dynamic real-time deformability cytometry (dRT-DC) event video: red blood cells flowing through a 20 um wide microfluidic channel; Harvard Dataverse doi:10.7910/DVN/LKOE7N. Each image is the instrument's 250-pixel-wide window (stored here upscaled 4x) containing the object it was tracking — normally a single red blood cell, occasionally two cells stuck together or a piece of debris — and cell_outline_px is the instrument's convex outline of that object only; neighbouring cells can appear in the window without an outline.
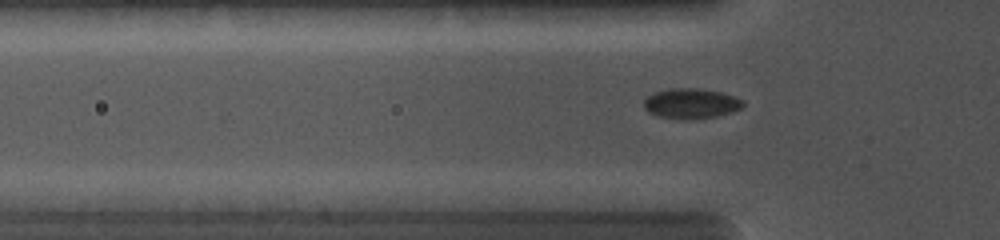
{"species": "common noctule bat (a hibernating species)", "species_latin": "Nyctalus noctula", "temperature_condition": "cold", "stored_images_in_passage": 60, "camera_frame_rate_fps": 5000, "um_per_image_px": 0.085, "animal": {"sex": "female", "body_mass_g": 19.0, "forearm_length_mm": 56.7}, "frame": {"image": 1, "passage_image": 19, "time_ms": 4.0, "image_size_px": [1000, 240], "cell_outline_px": [[744, 104], [740, 108], [732, 112], [716, 116], [688, 120], [680, 120], [660, 116], [648, 112], [644, 108], [644, 100], [648, 96], [656, 92], [668, 88], [696, 88], [720, 92], [744, 100]], "centroid_in_image_um": [58.72, 8.8], "position_along_channel_um": 67.1, "area_um2": 17.4}}
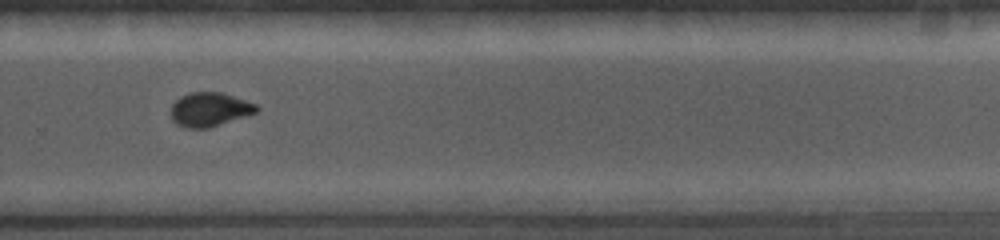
{"frame": {"image": 2, "passage_image": 41, "time_ms": 9.4, "image_size_px": [1000, 240], "cell_outline_px": [[260, 108], [256, 112], [208, 128], [184, 128], [176, 124], [172, 120], [172, 104], [180, 96], [192, 92], [224, 92], [256, 104]], "centroid_in_image_um": [17.8, 9.29], "position_along_channel_um": 312.0, "area_um2": 16.88}}
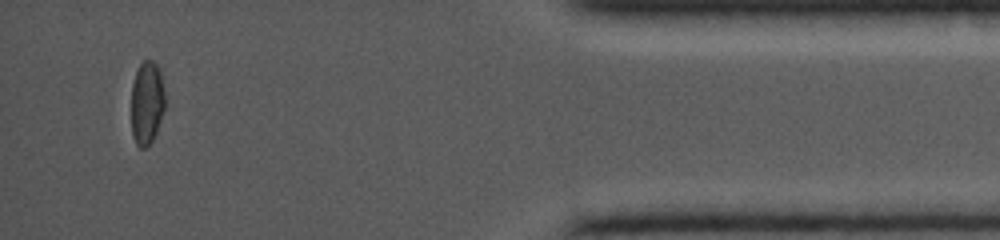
{"frame": {"image": 3, "passage_image": 56, "time_ms": 12.8, "image_size_px": [1000, 240], "cell_outline_px": [[164, 108], [156, 132], [152, 140], [144, 148], [140, 148], [136, 144], [132, 136], [132, 84], [136, 72], [140, 64], [144, 60], [152, 60], [156, 64], [160, 72], [164, 88]], "centroid_in_image_um": [12.48, 8.73], "position_along_channel_um": 422.7, "area_um2": 16.18}}